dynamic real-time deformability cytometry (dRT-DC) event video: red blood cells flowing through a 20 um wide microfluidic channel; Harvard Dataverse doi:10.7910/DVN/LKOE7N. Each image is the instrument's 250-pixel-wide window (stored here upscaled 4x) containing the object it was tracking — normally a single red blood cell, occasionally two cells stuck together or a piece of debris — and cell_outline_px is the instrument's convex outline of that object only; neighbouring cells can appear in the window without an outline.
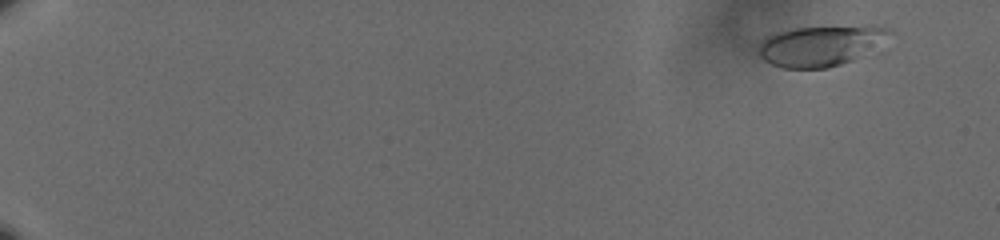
{"species": "human", "species_latin": "Homo sapiens", "temperature_condition": "cold", "stored_images_in_passage": 61, "camera_frame_rate_fps": 3000, "um_per_image_px": 0.085, "donor": {"sex": "male"}, "frame": {"image": 1, "passage_image": 5, "time_ms": 1.333, "image_size_px": [1000, 240], "cell_outline_px": [[892, 32], [852, 60], [828, 68], [784, 68], [772, 64], [764, 60], [760, 56], [756, 48], [768, 36], [776, 32], [792, 28], [868, 24], [872, 24], [892, 28]], "centroid_in_image_um": [69.7, 3.84], "position_along_channel_um": 15.3, "area_um2": 30.69}}
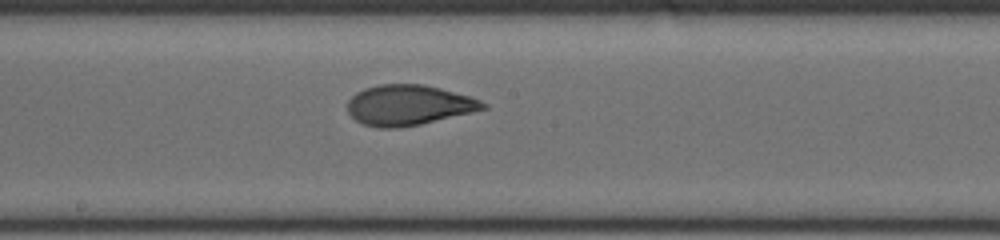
{"frame": {"image": 2, "passage_image": 37, "time_ms": 12.0, "image_size_px": [1000, 240], "cell_outline_px": [[488, 108], [472, 112], [420, 124], [396, 128], [376, 128], [364, 124], [356, 120], [348, 112], [348, 100], [356, 92], [364, 88], [380, 84], [424, 84], [440, 88], [468, 96], [480, 100], [488, 104]], "centroid_in_image_um": [34.72, 8.93], "position_along_channel_um": 213.5, "area_um2": 31.73}}
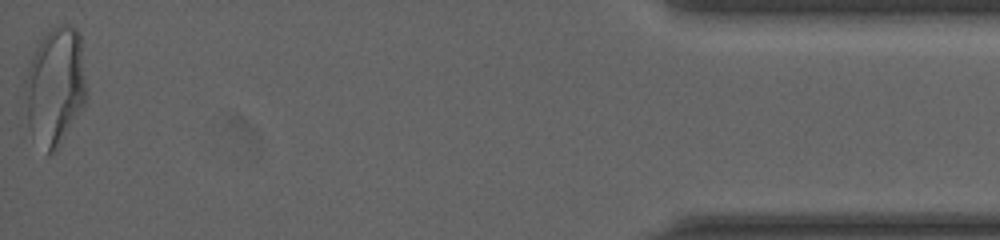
{"frame": {"image": 3, "passage_image": 61, "time_ms": 20.0, "image_size_px": [1000, 240], "cell_outline_px": [[84, 104], [56, 152], [48, 152], [28, 124], [24, 88], [24, 80], [32, 56], [40, 40], [56, 24], [68, 24], [76, 28], [80, 32], [84, 80]], "centroid_in_image_um": [4.68, 7.26], "position_along_channel_um": 430.5, "area_um2": 41.21}, "authors_computed_cell_mechanics": {"area_um2": 31.0386, "velocity_mm_per_s": 3.6171, "shape_relaxation_time_tau1_ms": 4.9026, "shape_relaxation_time_tau2_ms": 0.9543, "deformation_change_tau1": 0.1734, "deformation_change_tau2": 0.0681}}